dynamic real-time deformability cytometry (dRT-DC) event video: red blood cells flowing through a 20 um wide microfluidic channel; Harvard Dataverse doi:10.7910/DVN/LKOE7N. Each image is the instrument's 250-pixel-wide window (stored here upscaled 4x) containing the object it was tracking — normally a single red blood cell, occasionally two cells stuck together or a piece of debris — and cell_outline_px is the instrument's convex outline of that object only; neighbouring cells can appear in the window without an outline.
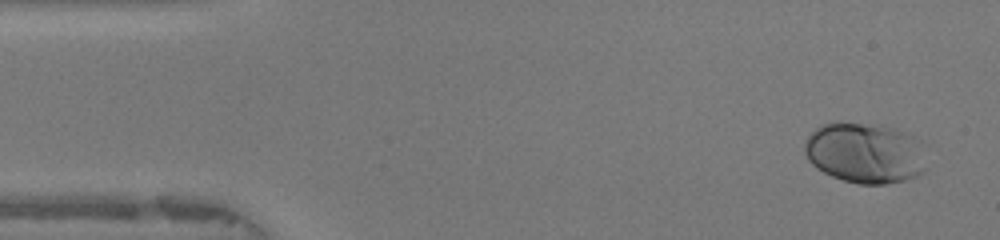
{"species": "human", "species_latin": "Homo sapiens", "temperature_condition": "warm", "stored_images_in_passage": 48, "camera_frame_rate_fps": 3000, "um_per_image_px": 0.085, "donor": {"sex": "female"}, "frame": {"image": 1, "passage_image": 3, "time_ms": 0.667, "image_size_px": [1000, 240], "cell_outline_px": [[924, 168], [916, 176], [904, 180], [884, 184], [860, 184], [844, 180], [832, 176], [816, 168], [808, 160], [804, 152], [804, 144], [808, 136], [820, 124], [836, 120], [840, 120], [880, 124], [896, 128], [908, 132], [924, 140]], "centroid_in_image_um": [73.53, 12.94], "position_along_channel_um": 11.5, "area_um2": 44.22}}
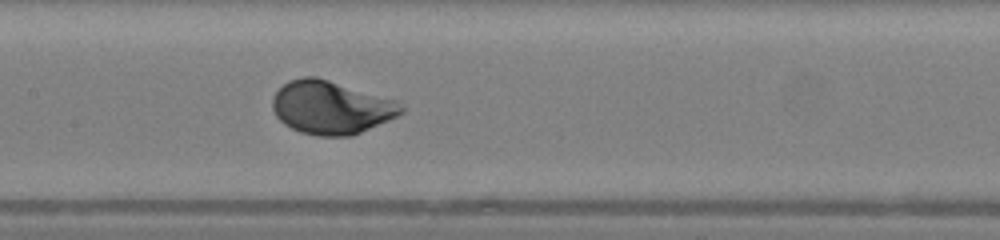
{"frame": {"image": 2, "passage_image": 23, "time_ms": 7.333, "image_size_px": [1000, 240], "cell_outline_px": [[404, 112], [388, 120], [352, 136], [316, 136], [300, 132], [284, 124], [276, 116], [272, 108], [272, 100], [276, 92], [288, 80], [304, 76], [316, 76], [396, 100], [404, 108]], "centroid_in_image_um": [28.12, 9.13], "position_along_channel_um": 179.3, "area_um2": 39.82}}
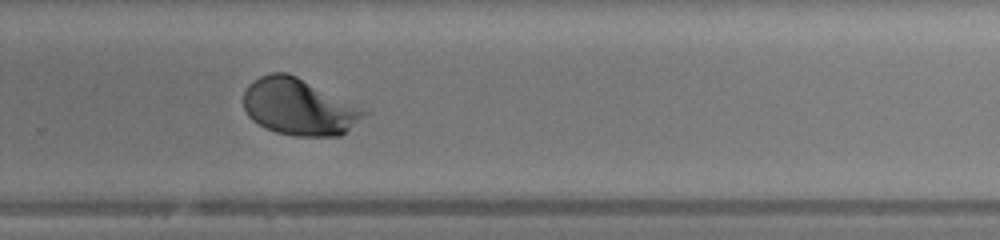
{"frame": {"image": 3, "passage_image": 32, "time_ms": 10.333, "image_size_px": [1000, 240], "cell_outline_px": [[368, 112], [340, 136], [292, 136], [276, 132], [264, 128], [252, 120], [248, 116], [244, 108], [244, 92], [248, 84], [252, 80], [260, 76], [272, 72], [288, 72]], "centroid_in_image_um": [25.31, 9.09], "position_along_channel_um": 304.5, "area_um2": 39.07}, "authors_computed_cell_mechanics": {"area_um2": 38.7838, "velocity_mm_per_s": 4.1824, "shape_relaxation_time_tau1_ms": 2.1084, "shape_relaxation_time_tau2_ms": null, "deformation_change_tau1": 0.1591, "deformation_change_tau2": null}}